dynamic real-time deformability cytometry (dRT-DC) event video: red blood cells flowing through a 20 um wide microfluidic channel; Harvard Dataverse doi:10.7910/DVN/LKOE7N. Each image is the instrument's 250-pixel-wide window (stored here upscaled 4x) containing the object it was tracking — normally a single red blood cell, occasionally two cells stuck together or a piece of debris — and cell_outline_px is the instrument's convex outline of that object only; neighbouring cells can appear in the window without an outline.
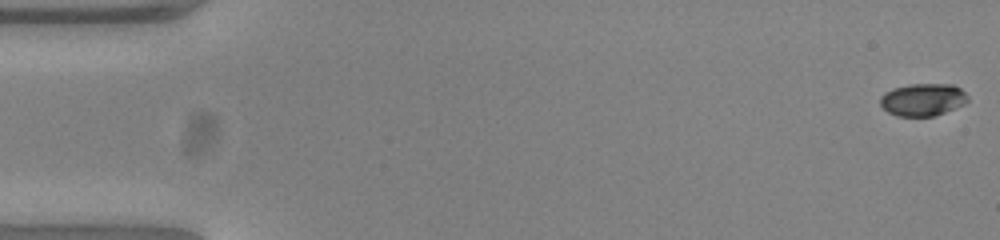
{"species": "common noctule bat (a hibernating species)", "species_latin": "Nyctalus noctula", "temperature_condition": "warm", "stored_images_in_passage": 53, "camera_frame_rate_fps": 3000, "um_per_image_px": 0.085, "animal": {"sex": "female", "body_mass_g": 23.0, "forearm_length_mm": 53.4}, "frame": {"image": 1, "passage_image": 1, "time_ms": 0.0, "image_size_px": [1000, 240], "cell_outline_px": [[968, 100], [964, 104], [944, 112], [932, 116], [896, 116], [888, 112], [880, 104], [880, 96], [884, 92], [892, 88], [908, 84], [952, 84], [960, 88], [968, 96]], "centroid_in_image_um": [78.41, 8.46], "position_along_channel_um": 6.6, "area_um2": 16.59}}
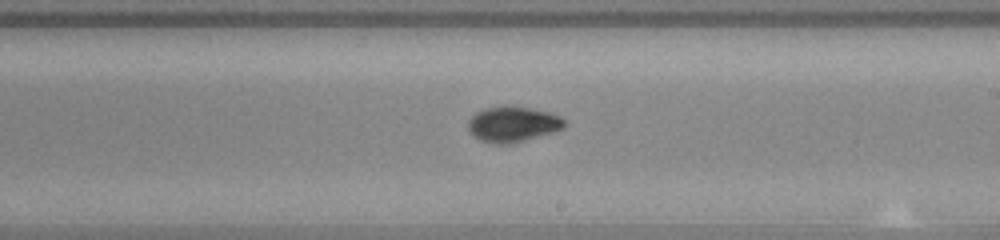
{"frame": {"image": 2, "passage_image": 31, "time_ms": 10.0, "image_size_px": [1000, 240], "cell_outline_px": [[568, 124], [564, 128], [552, 132], [512, 144], [496, 144], [480, 140], [468, 132], [468, 120], [476, 112], [484, 108], [528, 108], [552, 112], [560, 116]], "centroid_in_image_um": [43.6, 10.59], "position_along_channel_um": 245.4, "area_um2": 19.65}}
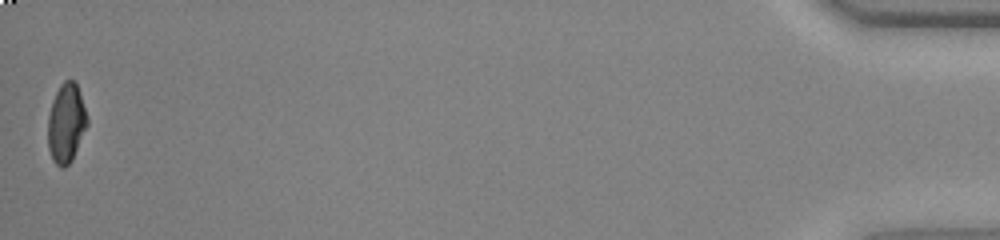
{"frame": {"image": 3, "passage_image": 53, "time_ms": 17.333, "image_size_px": [1000, 240], "cell_outline_px": [[88, 124], [72, 160], [64, 168], [60, 168], [52, 160], [48, 148], [48, 116], [52, 100], [60, 84], [64, 80], [72, 80], [76, 84], [88, 120]], "centroid_in_image_um": [5.6, 10.5], "position_along_channel_um": 429.6, "area_um2": 18.03}, "authors_computed_cell_mechanics": {"area_um2": 18.3804, "velocity_mm_per_s": 3.8745, "shape_relaxation_time_tau1_ms": 3.3791, "shape_relaxation_time_tau2_ms": 2.2237, "deformation_change_tau1": 0.1472, "deformation_change_tau2": 0.0481}}